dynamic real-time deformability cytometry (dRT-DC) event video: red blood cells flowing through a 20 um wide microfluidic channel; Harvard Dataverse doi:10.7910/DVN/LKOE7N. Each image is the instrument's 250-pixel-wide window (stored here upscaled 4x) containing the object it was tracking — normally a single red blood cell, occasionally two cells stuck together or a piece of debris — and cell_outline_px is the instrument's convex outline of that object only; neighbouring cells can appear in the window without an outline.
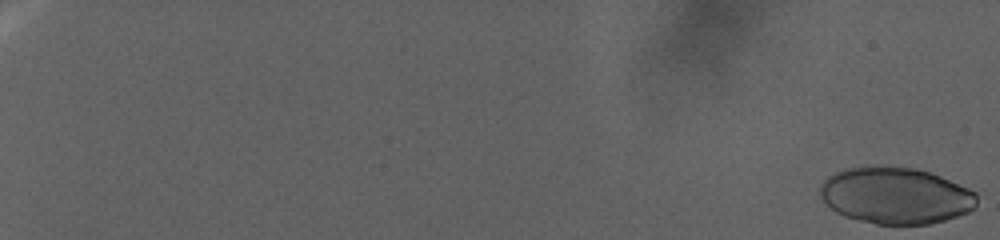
{"species": "human", "species_latin": "Homo sapiens", "temperature_condition": "warm", "stored_images_in_passage": 63, "camera_frame_rate_fps": 3000, "um_per_image_px": 0.085, "donor": {"sex": "female"}, "frame": {"image": 1, "passage_image": 1, "time_ms": 0.0, "image_size_px": [1000, 240], "cell_outline_px": [[976, 204], [968, 212], [944, 220], [928, 224], [876, 224], [844, 216], [836, 212], [820, 196], [820, 184], [828, 176], [836, 172], [848, 168], [868, 164], [880, 164], [916, 168], [940, 176], [968, 188], [976, 192]], "centroid_in_image_um": [76.1, 16.59], "position_along_channel_um": 8.9, "area_um2": 51.9}}
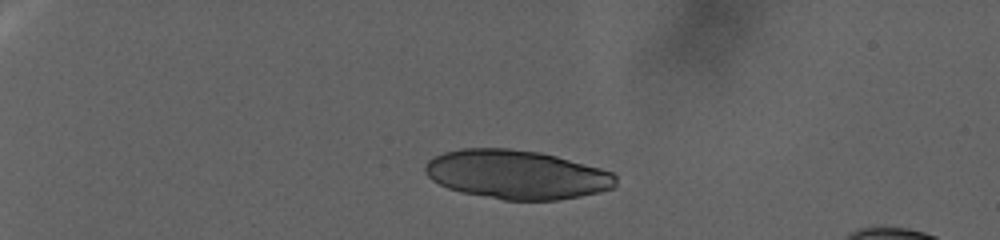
{"frame": {"image": 2, "passage_image": 38, "time_ms": 12.333, "image_size_px": [1000, 240], "cell_outline_px": [[616, 184], [612, 188], [600, 192], [580, 196], [556, 200], [504, 200], [460, 192], [448, 188], [432, 180], [424, 172], [424, 164], [428, 160], [444, 152], [460, 148], [508, 148], [540, 152], [556, 156], [600, 168], [612, 172], [616, 176]], "centroid_in_image_um": [43.89, 14.83], "position_along_channel_um": 41.1, "area_um2": 54.45}}